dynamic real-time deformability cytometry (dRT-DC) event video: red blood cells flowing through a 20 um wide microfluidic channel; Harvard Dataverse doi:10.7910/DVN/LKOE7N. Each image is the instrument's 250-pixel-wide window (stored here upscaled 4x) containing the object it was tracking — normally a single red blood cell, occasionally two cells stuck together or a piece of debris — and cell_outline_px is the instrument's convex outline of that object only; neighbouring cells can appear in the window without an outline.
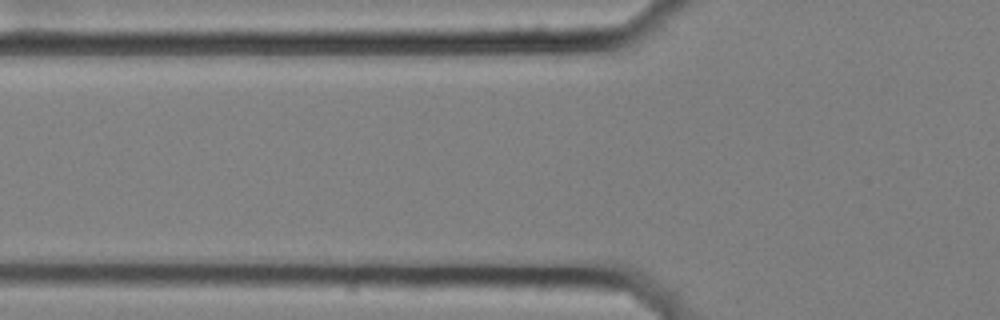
{"species": "common noctule bat (a hibernating species)", "species_latin": "Nyctalus noctula", "temperature_condition": "cold", "stored_images_in_passage": 3, "camera_frame_rate_fps": 3000, "um_per_image_px": 0.085, "animal": {"sex": "female", "body_mass_g": 25.1}, "frame": {"image": 1, "passage_image": 3, "time_ms": 0.667, "image_size_px": [1000, 320], "cell_outline_px": [[600, 292], [436, 288], [412, 280], [456, 276], [592, 280], [600, 288]], "centroid_in_image_um": [43.47, 24.13], "position_along_channel_um": 82.3, "area_um2": 14.91}}